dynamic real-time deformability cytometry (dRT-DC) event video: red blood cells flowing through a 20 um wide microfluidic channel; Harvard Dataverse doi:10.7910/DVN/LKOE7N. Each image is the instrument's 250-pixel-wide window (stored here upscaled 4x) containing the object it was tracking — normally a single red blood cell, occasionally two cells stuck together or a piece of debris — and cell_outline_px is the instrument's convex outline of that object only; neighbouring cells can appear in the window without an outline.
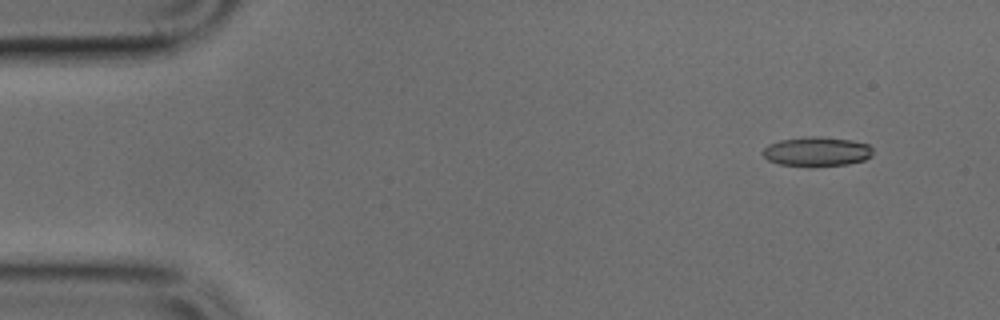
{"species": "common noctule bat (a hibernating species)", "species_latin": "Nyctalus noctula", "temperature_condition": "cold", "stored_images_in_passage": 5, "camera_frame_rate_fps": 3000, "um_per_image_px": 0.085, "animal": {"sex": "male", "body_mass_g": 17.9, "forearm_length_mm": 54.2}, "frame": {"image": 1, "passage_image": 2, "time_ms": 0.333, "image_size_px": [1000, 320], "cell_outline_px": [[872, 156], [864, 160], [848, 164], [812, 168], [780, 164], [768, 160], [760, 152], [768, 144], [780, 140], [808, 136], [820, 136], [852, 140], [868, 144], [872, 148]], "centroid_in_image_um": [69.41, 12.9], "position_along_channel_um": 15.6, "area_um2": 19.36}}
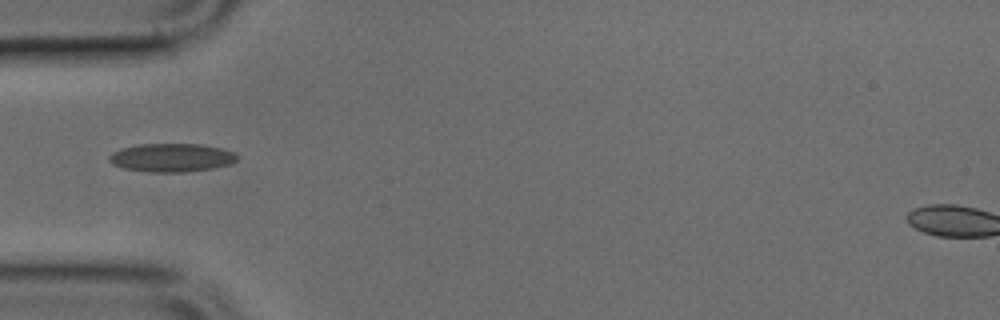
{"frame": {"image": 2, "passage_image": 5, "time_ms": 1.333, "image_size_px": [1000, 320], "cell_outline_px": [[240, 156], [232, 164], [212, 168], [184, 172], [152, 172], [124, 168], [112, 164], [108, 160], [108, 156], [112, 152], [120, 148], [140, 144], [200, 144], [220, 148], [236, 152]], "centroid_in_image_um": [14.6, 13.39], "position_along_channel_um": 70.4, "area_um2": 21.33}}